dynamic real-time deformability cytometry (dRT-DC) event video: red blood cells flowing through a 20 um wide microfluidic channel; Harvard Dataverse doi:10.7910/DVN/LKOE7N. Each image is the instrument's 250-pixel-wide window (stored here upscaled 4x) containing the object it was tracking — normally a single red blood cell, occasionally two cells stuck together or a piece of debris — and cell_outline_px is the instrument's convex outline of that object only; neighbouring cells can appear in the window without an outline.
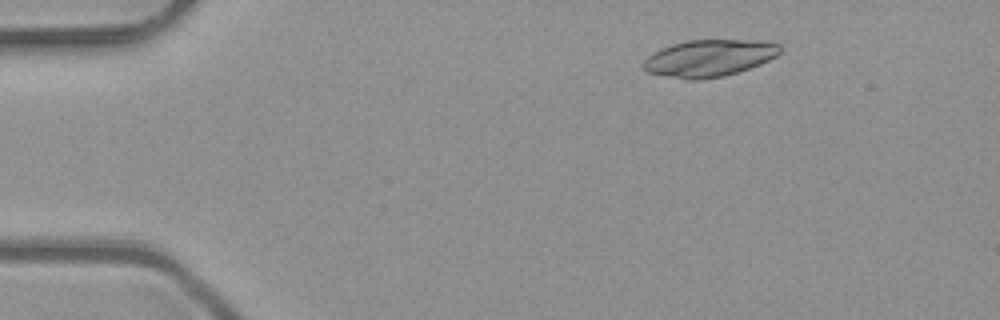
{"species": "common noctule bat (a hibernating species)", "species_latin": "Nyctalus noctula", "temperature_condition": "room temperature", "stored_images_in_passage": 3, "camera_frame_rate_fps": 3000, "um_per_image_px": 0.085, "animal": {"sex": "male", "body_mass_g": 23.1, "forearm_length_mm": 52.7}, "frame": {"image": 1, "passage_image": 1, "time_ms": 0.0, "image_size_px": [1000, 320], "cell_outline_px": [[780, 52], [776, 56], [760, 64], [724, 76], [700, 80], [688, 80], [648, 72], [640, 64], [648, 56], [672, 44], [688, 40], [768, 40], [780, 44]], "centroid_in_image_um": [60.31, 4.93], "position_along_channel_um": 24.7, "area_um2": 29.3}}